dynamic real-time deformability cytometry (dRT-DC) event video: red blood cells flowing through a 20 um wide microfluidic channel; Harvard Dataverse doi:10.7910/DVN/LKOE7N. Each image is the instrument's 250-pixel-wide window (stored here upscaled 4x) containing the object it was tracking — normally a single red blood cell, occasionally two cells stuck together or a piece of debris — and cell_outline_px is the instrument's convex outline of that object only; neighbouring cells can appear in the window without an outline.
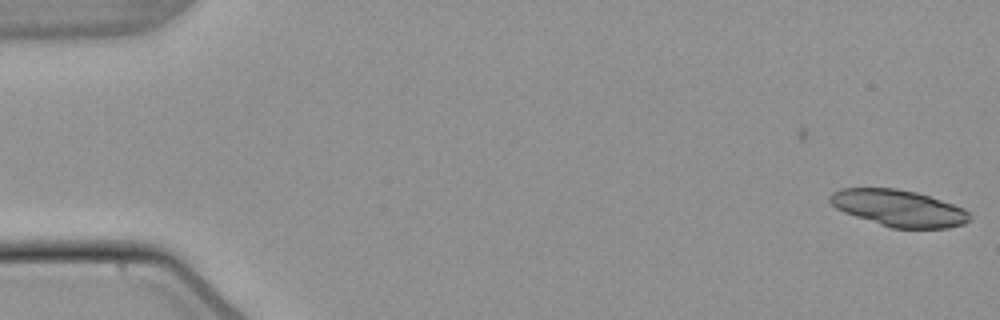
{"species": "common noctule bat (a hibernating species)", "species_latin": "Nyctalus noctula", "temperature_condition": "warm", "stored_images_in_passage": 5, "camera_frame_rate_fps": 3000, "um_per_image_px": 0.085, "animal": {"sex": "male", "body_mass_g": 21.5, "forearm_length_mm": 52.0}, "frame": {"image": 1, "passage_image": 5, "time_ms": 1.333, "image_size_px": [1000, 320], "cell_outline_px": [[972, 220], [964, 224], [948, 228], [892, 228], [844, 212], [836, 208], [828, 200], [828, 196], [832, 192], [840, 188], [896, 188], [916, 192], [964, 208], [972, 216]], "centroid_in_image_um": [76.4, 17.69], "position_along_channel_um": 8.6, "area_um2": 29.71}}